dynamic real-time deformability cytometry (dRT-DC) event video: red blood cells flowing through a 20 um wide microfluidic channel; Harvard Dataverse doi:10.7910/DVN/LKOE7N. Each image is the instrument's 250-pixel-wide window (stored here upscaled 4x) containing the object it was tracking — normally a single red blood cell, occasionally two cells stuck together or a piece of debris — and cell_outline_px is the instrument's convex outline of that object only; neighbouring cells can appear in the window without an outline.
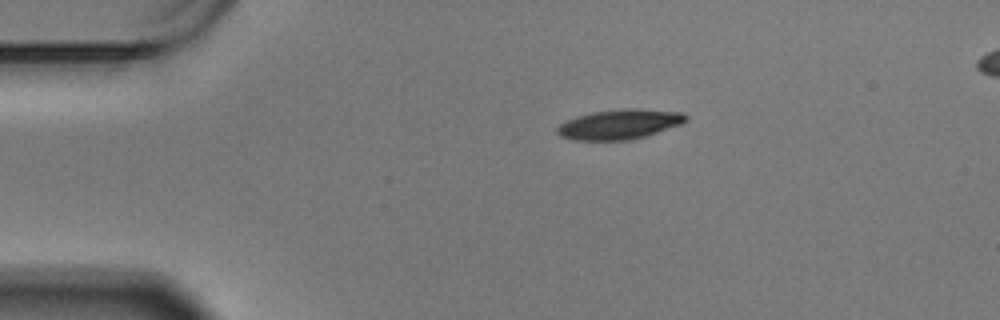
{"species": "Egyptian fruit bat (a non-hibernating species)", "species_latin": "Rousettus aegyptiacus", "temperature_condition": "warm", "stored_images_in_passage": 48, "camera_frame_rate_fps": 3000, "um_per_image_px": 0.085, "animal": {"sex": "male"}, "frame": {"image": 1, "passage_image": 1, "time_ms": 0.0, "image_size_px": [1000, 320], "cell_outline_px": [[688, 120], [680, 124], [644, 136], [628, 140], [572, 140], [560, 136], [556, 132], [556, 128], [560, 124], [576, 116], [592, 112], [684, 112], [688, 116]], "centroid_in_image_um": [52.55, 10.63], "position_along_channel_um": 32.4, "area_um2": 20.87}}
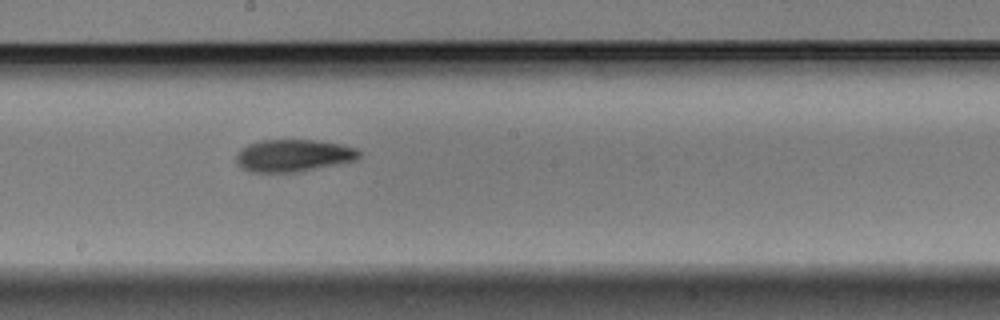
{"frame": {"image": 2, "passage_image": 22, "time_ms": 7.0, "image_size_px": [1000, 320], "cell_outline_px": [[360, 156], [356, 160], [300, 172], [252, 172], [240, 168], [236, 164], [236, 152], [240, 148], [248, 144], [260, 140], [312, 140], [340, 144], [356, 148], [360, 152]], "centroid_in_image_um": [24.89, 13.23], "position_along_channel_um": 223.3, "area_um2": 23.29}}
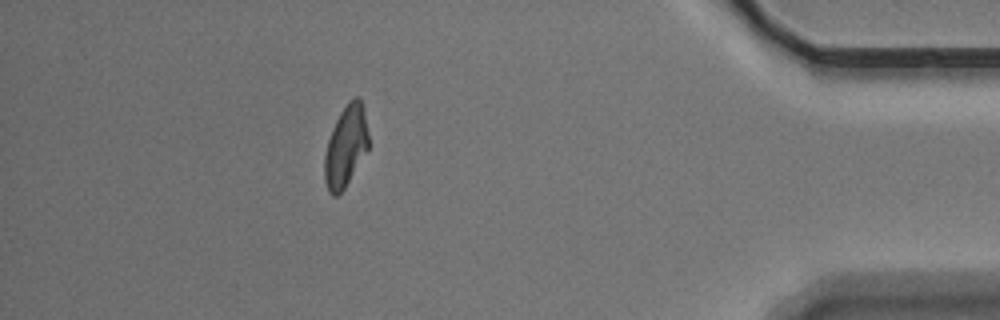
{"frame": {"image": 3, "passage_image": 42, "time_ms": 13.667, "image_size_px": [1000, 320], "cell_outline_px": [[368, 148], [344, 188], [336, 196], [332, 196], [328, 192], [324, 180], [324, 156], [328, 140], [332, 128], [340, 112], [348, 100], [356, 96], [360, 100], [364, 108], [368, 132]], "centroid_in_image_um": [29.37, 12.42], "position_along_channel_um": 405.8, "area_um2": 20.69}, "authors_computed_cell_mechanics": {"area_um2": 22.3686, "velocity_mm_per_s": 3.4243, "shape_relaxation_time_tau1_ms": 5.659, "shape_relaxation_time_tau2_ms": 4.3042, "deformation_change_tau1": 0.1667, "deformation_change_tau2": 0.1104}}